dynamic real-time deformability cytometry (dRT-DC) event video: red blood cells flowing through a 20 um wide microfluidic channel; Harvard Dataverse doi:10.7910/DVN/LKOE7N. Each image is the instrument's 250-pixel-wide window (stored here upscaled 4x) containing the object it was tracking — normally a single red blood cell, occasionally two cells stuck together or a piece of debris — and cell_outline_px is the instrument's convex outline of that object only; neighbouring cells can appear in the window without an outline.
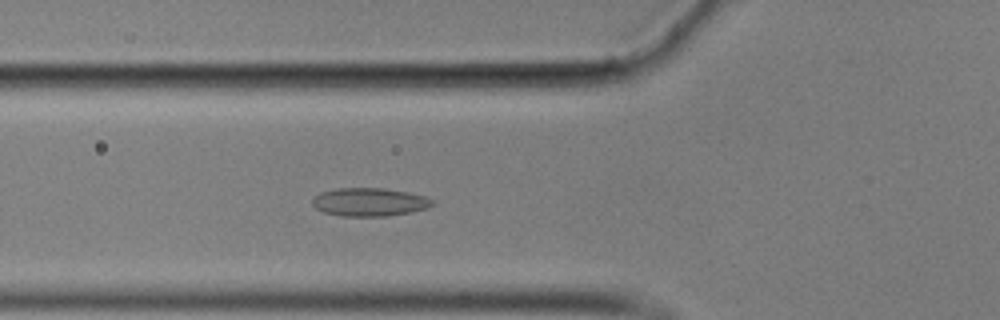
{"species": "common noctule bat (a hibernating species)", "species_latin": "Nyctalus noctula", "temperature_condition": "cold", "stored_images_in_passage": 45, "camera_frame_rate_fps": 3000, "um_per_image_px": 0.085, "animal": {"sex": "male", "body_mass_g": 17.9}, "frame": {"image": 1, "passage_image": 10, "time_ms": 3.0, "image_size_px": [1000, 320], "cell_outline_px": [[436, 204], [428, 208], [408, 212], [384, 216], [340, 216], [324, 212], [316, 208], [312, 204], [312, 200], [320, 192], [336, 188], [384, 188], [408, 192], [424, 196], [432, 200]], "centroid_in_image_um": [31.4, 17.17], "position_along_channel_um": 94.4, "area_um2": 19.71}}
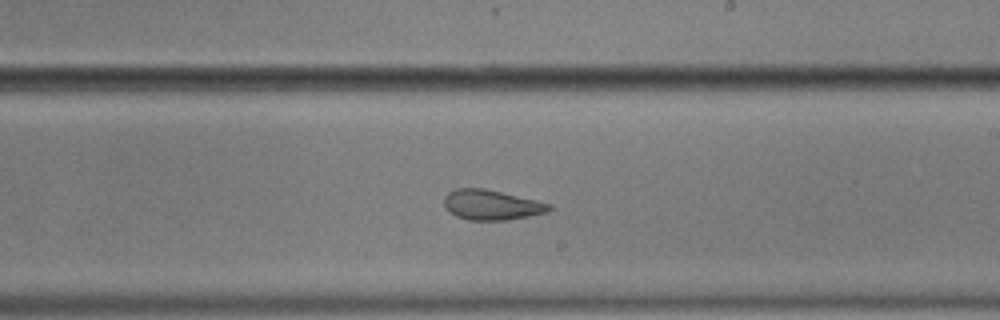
{"frame": {"image": 2, "passage_image": 23, "time_ms": 7.333, "image_size_px": [1000, 320], "cell_outline_px": [[552, 208], [548, 212], [508, 220], [468, 220], [456, 216], [444, 204], [444, 196], [448, 192], [456, 188], [484, 188], [536, 200], [552, 204]], "centroid_in_image_um": [41.79, 17.41], "position_along_channel_um": 247.2, "area_um2": 18.32}}
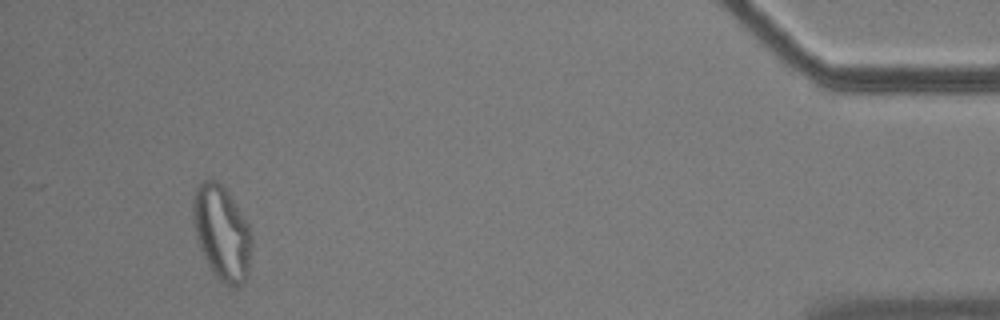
{"frame": {"image": 3, "passage_image": 43, "time_ms": 14.0, "image_size_px": [1000, 320], "cell_outline_px": [[252, 248], [248, 272], [244, 280], [240, 284], [224, 284], [212, 272], [200, 248], [196, 236], [192, 216], [192, 200], [196, 184], [212, 176], [228, 192], [248, 224], [252, 236]], "centroid_in_image_um": [18.83, 19.72], "position_along_channel_um": 416.4, "area_um2": 32.31}, "authors_computed_cell_mechanics": {"area_um2": 19.7098, "velocity_mm_per_s": 3.5112, "shape_relaxation_time_tau1_ms": null, "shape_relaxation_time_tau2_ms": 1.2347, "deformation_change_tau1": null, "deformation_change_tau2": 0.0579}}